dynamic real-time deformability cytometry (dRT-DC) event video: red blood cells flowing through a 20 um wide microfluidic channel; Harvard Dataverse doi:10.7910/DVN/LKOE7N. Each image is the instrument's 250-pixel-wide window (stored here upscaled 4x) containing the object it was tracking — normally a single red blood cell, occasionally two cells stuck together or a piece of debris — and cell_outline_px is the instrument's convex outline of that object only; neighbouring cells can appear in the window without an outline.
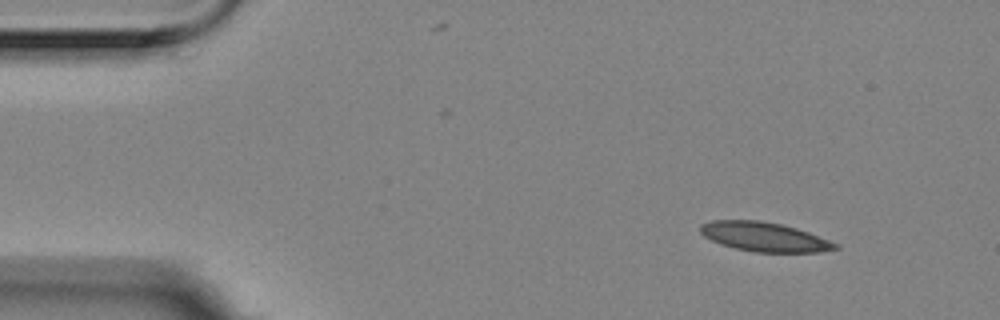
{"species": "Egyptian fruit bat (a non-hibernating species)", "species_latin": "Rousettus aegyptiacus", "temperature_condition": "room temperature", "stored_images_in_passage": 4, "camera_frame_rate_fps": 3000, "um_per_image_px": 0.085, "animal": {"sex": "female"}, "frame": {"image": 1, "passage_image": 1, "time_ms": 0.0, "image_size_px": [1000, 320], "cell_outline_px": [[840, 248], [820, 252], [756, 252], [736, 248], [720, 244], [704, 236], [700, 232], [700, 224], [712, 220], [760, 220], [780, 224], [796, 228], [808, 232], [840, 244]], "centroid_in_image_um": [64.98, 20.13], "position_along_channel_um": 20.0, "area_um2": 23.0}}
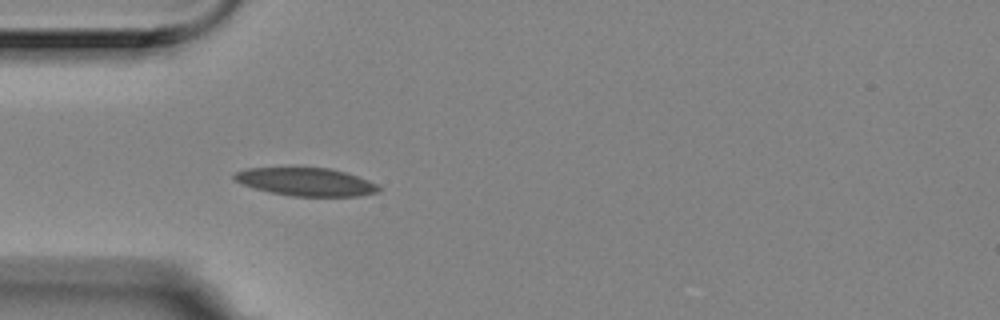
{"frame": {"image": 2, "passage_image": 4, "time_ms": 1.0, "image_size_px": [1000, 320], "cell_outline_px": [[380, 188], [376, 192], [360, 196], [292, 196], [272, 192], [256, 188], [232, 180], [232, 176], [236, 172], [248, 168], [328, 168], [344, 172], [368, 180], [376, 184]], "centroid_in_image_um": [25.99, 15.46], "position_along_channel_um": 59.0, "area_um2": 23.18}}